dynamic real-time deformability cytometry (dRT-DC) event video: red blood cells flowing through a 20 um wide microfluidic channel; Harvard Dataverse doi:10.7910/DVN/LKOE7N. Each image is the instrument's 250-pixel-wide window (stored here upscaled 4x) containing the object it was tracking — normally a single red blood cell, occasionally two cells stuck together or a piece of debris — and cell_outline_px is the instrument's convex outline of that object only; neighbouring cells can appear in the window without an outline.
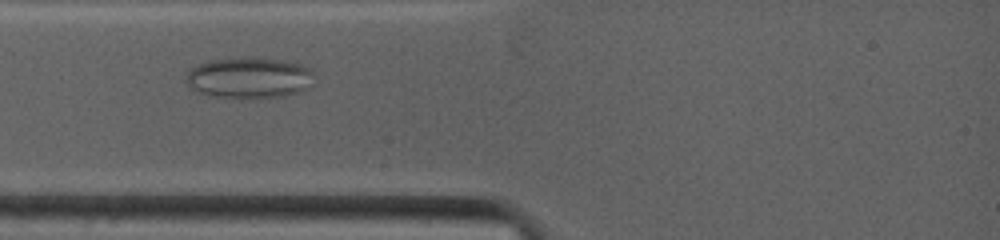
{"species": "common noctule bat (a hibernating species)", "species_latin": "Nyctalus noctula", "temperature_condition": "warm", "stored_images_in_passage": 23, "camera_frame_rate_fps": 4500, "um_per_image_px": 0.085, "animal": {"sex": "female", "body_mass_g": 19.0, "forearm_length_mm": 53.3}, "frame": {"image": 1, "passage_image": 8, "time_ms": 2.444, "image_size_px": [1000, 240], "cell_outline_px": [[312, 84], [300, 92], [284, 96], [212, 96], [196, 92], [192, 88], [188, 80], [188, 72], [192, 68], [200, 64], [212, 60], [240, 56], [252, 56], [280, 60], [300, 64], [312, 68]], "centroid_in_image_um": [21.22, 6.57], "position_along_channel_um": 63.8, "area_um2": 30.11}}
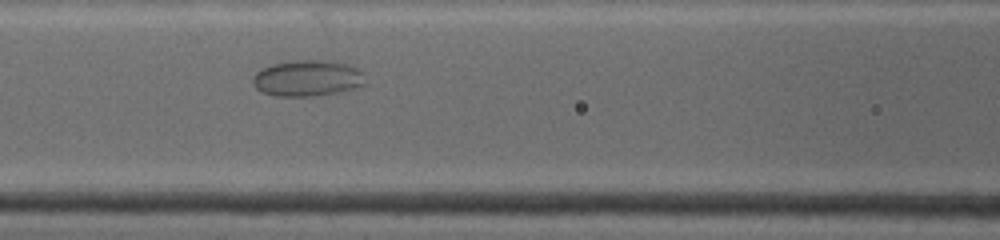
{"frame": {"image": 2, "passage_image": 13, "time_ms": 4.444, "image_size_px": [1000, 240], "cell_outline_px": [[364, 84], [352, 88], [336, 92], [312, 96], [276, 96], [264, 92], [256, 88], [252, 84], [252, 76], [260, 68], [272, 64], [304, 60], [328, 60], [348, 64], [360, 68]], "centroid_in_image_um": [26.09, 6.64], "position_along_channel_um": 140.5, "area_um2": 23.47}}
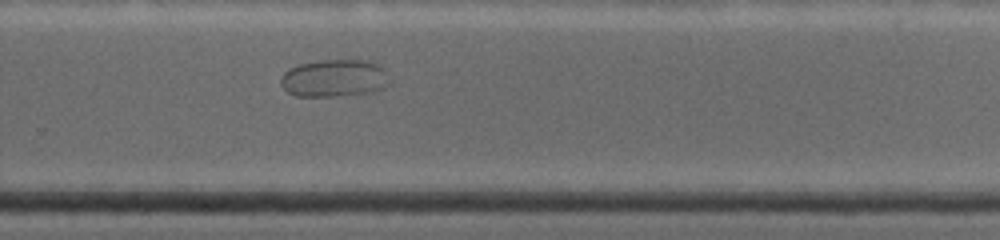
{"frame": {"image": 3, "passage_image": 23, "time_ms": 8.667, "image_size_px": [1000, 240], "cell_outline_px": [[392, 80], [384, 88], [372, 92], [328, 96], [296, 96], [288, 92], [280, 84], [280, 76], [288, 68], [300, 64], [320, 60], [368, 60], [384, 68]], "centroid_in_image_um": [28.43, 6.64], "position_along_channel_um": 301.4, "area_um2": 23.93}}